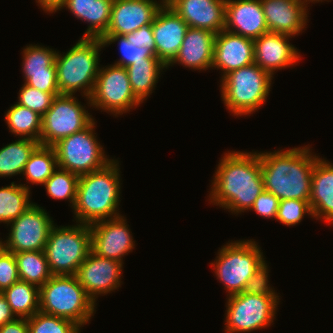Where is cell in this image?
Segmentation results:
<instances>
[{"instance_id": "cell-1", "label": "cell", "mask_w": 333, "mask_h": 333, "mask_svg": "<svg viewBox=\"0 0 333 333\" xmlns=\"http://www.w3.org/2000/svg\"><path fill=\"white\" fill-rule=\"evenodd\" d=\"M209 201L238 215L249 211L265 191L259 153L228 151L219 160Z\"/></svg>"}, {"instance_id": "cell-2", "label": "cell", "mask_w": 333, "mask_h": 333, "mask_svg": "<svg viewBox=\"0 0 333 333\" xmlns=\"http://www.w3.org/2000/svg\"><path fill=\"white\" fill-rule=\"evenodd\" d=\"M310 148L307 145L286 151L258 152L265 191L274 194L279 201H309L313 167L320 157L313 155Z\"/></svg>"}, {"instance_id": "cell-3", "label": "cell", "mask_w": 333, "mask_h": 333, "mask_svg": "<svg viewBox=\"0 0 333 333\" xmlns=\"http://www.w3.org/2000/svg\"><path fill=\"white\" fill-rule=\"evenodd\" d=\"M119 166V161L113 158L103 168L79 176L72 208L76 222L90 225L121 215L118 209L122 193Z\"/></svg>"}, {"instance_id": "cell-4", "label": "cell", "mask_w": 333, "mask_h": 333, "mask_svg": "<svg viewBox=\"0 0 333 333\" xmlns=\"http://www.w3.org/2000/svg\"><path fill=\"white\" fill-rule=\"evenodd\" d=\"M100 38H80L66 53H56L57 83L60 95H75L80 91L88 107L100 68ZM84 95V96H83Z\"/></svg>"}, {"instance_id": "cell-5", "label": "cell", "mask_w": 333, "mask_h": 333, "mask_svg": "<svg viewBox=\"0 0 333 333\" xmlns=\"http://www.w3.org/2000/svg\"><path fill=\"white\" fill-rule=\"evenodd\" d=\"M75 275H53L39 288V311L72 320L83 327L96 312Z\"/></svg>"}, {"instance_id": "cell-6", "label": "cell", "mask_w": 333, "mask_h": 333, "mask_svg": "<svg viewBox=\"0 0 333 333\" xmlns=\"http://www.w3.org/2000/svg\"><path fill=\"white\" fill-rule=\"evenodd\" d=\"M273 79L255 63L233 70L220 79L221 99L233 116L251 115L265 104Z\"/></svg>"}, {"instance_id": "cell-7", "label": "cell", "mask_w": 333, "mask_h": 333, "mask_svg": "<svg viewBox=\"0 0 333 333\" xmlns=\"http://www.w3.org/2000/svg\"><path fill=\"white\" fill-rule=\"evenodd\" d=\"M226 244L219 249L211 267L230 296L243 292L246 283L266 260L261 247L252 239Z\"/></svg>"}, {"instance_id": "cell-8", "label": "cell", "mask_w": 333, "mask_h": 333, "mask_svg": "<svg viewBox=\"0 0 333 333\" xmlns=\"http://www.w3.org/2000/svg\"><path fill=\"white\" fill-rule=\"evenodd\" d=\"M55 226L44 249L50 271L53 275H75L91 251L90 225Z\"/></svg>"}, {"instance_id": "cell-9", "label": "cell", "mask_w": 333, "mask_h": 333, "mask_svg": "<svg viewBox=\"0 0 333 333\" xmlns=\"http://www.w3.org/2000/svg\"><path fill=\"white\" fill-rule=\"evenodd\" d=\"M95 125L94 119L83 130L65 137L53 145L59 168L80 176L101 169L113 160L109 159L104 148L96 139Z\"/></svg>"}, {"instance_id": "cell-10", "label": "cell", "mask_w": 333, "mask_h": 333, "mask_svg": "<svg viewBox=\"0 0 333 333\" xmlns=\"http://www.w3.org/2000/svg\"><path fill=\"white\" fill-rule=\"evenodd\" d=\"M279 297L241 292L226 301L225 333L253 332L273 325Z\"/></svg>"}, {"instance_id": "cell-11", "label": "cell", "mask_w": 333, "mask_h": 333, "mask_svg": "<svg viewBox=\"0 0 333 333\" xmlns=\"http://www.w3.org/2000/svg\"><path fill=\"white\" fill-rule=\"evenodd\" d=\"M75 95H58L41 118L40 144L53 146L59 140L86 128L95 118Z\"/></svg>"}, {"instance_id": "cell-12", "label": "cell", "mask_w": 333, "mask_h": 333, "mask_svg": "<svg viewBox=\"0 0 333 333\" xmlns=\"http://www.w3.org/2000/svg\"><path fill=\"white\" fill-rule=\"evenodd\" d=\"M89 99L90 107L112 113L115 117L141 104L132 91L126 68L114 64L100 66Z\"/></svg>"}, {"instance_id": "cell-13", "label": "cell", "mask_w": 333, "mask_h": 333, "mask_svg": "<svg viewBox=\"0 0 333 333\" xmlns=\"http://www.w3.org/2000/svg\"><path fill=\"white\" fill-rule=\"evenodd\" d=\"M54 224L48 212L34 203L10 223L8 238L3 241L4 249L13 253L44 251Z\"/></svg>"}, {"instance_id": "cell-14", "label": "cell", "mask_w": 333, "mask_h": 333, "mask_svg": "<svg viewBox=\"0 0 333 333\" xmlns=\"http://www.w3.org/2000/svg\"><path fill=\"white\" fill-rule=\"evenodd\" d=\"M126 220L120 215L90 224L91 251L100 257L123 263V257L135 248Z\"/></svg>"}, {"instance_id": "cell-15", "label": "cell", "mask_w": 333, "mask_h": 333, "mask_svg": "<svg viewBox=\"0 0 333 333\" xmlns=\"http://www.w3.org/2000/svg\"><path fill=\"white\" fill-rule=\"evenodd\" d=\"M123 264L90 251L75 276L88 296L97 304L100 295L112 293L121 287Z\"/></svg>"}, {"instance_id": "cell-16", "label": "cell", "mask_w": 333, "mask_h": 333, "mask_svg": "<svg viewBox=\"0 0 333 333\" xmlns=\"http://www.w3.org/2000/svg\"><path fill=\"white\" fill-rule=\"evenodd\" d=\"M189 26L167 4L157 12L152 23L155 55L167 67L177 56Z\"/></svg>"}, {"instance_id": "cell-17", "label": "cell", "mask_w": 333, "mask_h": 333, "mask_svg": "<svg viewBox=\"0 0 333 333\" xmlns=\"http://www.w3.org/2000/svg\"><path fill=\"white\" fill-rule=\"evenodd\" d=\"M292 36L271 33L254 40V63L274 77L280 69L296 66L301 59L300 52L289 41Z\"/></svg>"}, {"instance_id": "cell-18", "label": "cell", "mask_w": 333, "mask_h": 333, "mask_svg": "<svg viewBox=\"0 0 333 333\" xmlns=\"http://www.w3.org/2000/svg\"><path fill=\"white\" fill-rule=\"evenodd\" d=\"M113 0L111 19L105 34L126 35L151 25L159 9L165 3L162 0Z\"/></svg>"}, {"instance_id": "cell-19", "label": "cell", "mask_w": 333, "mask_h": 333, "mask_svg": "<svg viewBox=\"0 0 333 333\" xmlns=\"http://www.w3.org/2000/svg\"><path fill=\"white\" fill-rule=\"evenodd\" d=\"M254 63V40L222 30L215 35L212 69L222 71L221 79L233 70Z\"/></svg>"}, {"instance_id": "cell-20", "label": "cell", "mask_w": 333, "mask_h": 333, "mask_svg": "<svg viewBox=\"0 0 333 333\" xmlns=\"http://www.w3.org/2000/svg\"><path fill=\"white\" fill-rule=\"evenodd\" d=\"M268 31L295 37L308 22V7L300 0H260Z\"/></svg>"}, {"instance_id": "cell-21", "label": "cell", "mask_w": 333, "mask_h": 333, "mask_svg": "<svg viewBox=\"0 0 333 333\" xmlns=\"http://www.w3.org/2000/svg\"><path fill=\"white\" fill-rule=\"evenodd\" d=\"M191 28L224 30L226 0H167L166 2Z\"/></svg>"}, {"instance_id": "cell-22", "label": "cell", "mask_w": 333, "mask_h": 333, "mask_svg": "<svg viewBox=\"0 0 333 333\" xmlns=\"http://www.w3.org/2000/svg\"><path fill=\"white\" fill-rule=\"evenodd\" d=\"M224 29L252 40L268 33L260 0H226Z\"/></svg>"}, {"instance_id": "cell-23", "label": "cell", "mask_w": 333, "mask_h": 333, "mask_svg": "<svg viewBox=\"0 0 333 333\" xmlns=\"http://www.w3.org/2000/svg\"><path fill=\"white\" fill-rule=\"evenodd\" d=\"M215 35L208 30L189 27L177 56L167 68L180 64L199 72L212 69Z\"/></svg>"}, {"instance_id": "cell-24", "label": "cell", "mask_w": 333, "mask_h": 333, "mask_svg": "<svg viewBox=\"0 0 333 333\" xmlns=\"http://www.w3.org/2000/svg\"><path fill=\"white\" fill-rule=\"evenodd\" d=\"M309 203L313 218L333 224V163L321 157L313 167Z\"/></svg>"}, {"instance_id": "cell-25", "label": "cell", "mask_w": 333, "mask_h": 333, "mask_svg": "<svg viewBox=\"0 0 333 333\" xmlns=\"http://www.w3.org/2000/svg\"><path fill=\"white\" fill-rule=\"evenodd\" d=\"M113 0H65L59 10L63 8L81 21L89 23L82 38H101L107 31Z\"/></svg>"}, {"instance_id": "cell-26", "label": "cell", "mask_w": 333, "mask_h": 333, "mask_svg": "<svg viewBox=\"0 0 333 333\" xmlns=\"http://www.w3.org/2000/svg\"><path fill=\"white\" fill-rule=\"evenodd\" d=\"M167 67L157 58L149 57L145 61L133 62L126 67L130 85L135 97L144 103V100L153 93L161 72Z\"/></svg>"}, {"instance_id": "cell-27", "label": "cell", "mask_w": 333, "mask_h": 333, "mask_svg": "<svg viewBox=\"0 0 333 333\" xmlns=\"http://www.w3.org/2000/svg\"><path fill=\"white\" fill-rule=\"evenodd\" d=\"M38 141L20 138L0 149V178L23 174L26 163Z\"/></svg>"}, {"instance_id": "cell-28", "label": "cell", "mask_w": 333, "mask_h": 333, "mask_svg": "<svg viewBox=\"0 0 333 333\" xmlns=\"http://www.w3.org/2000/svg\"><path fill=\"white\" fill-rule=\"evenodd\" d=\"M16 318L28 319L39 312V288L19 280L2 292Z\"/></svg>"}, {"instance_id": "cell-29", "label": "cell", "mask_w": 333, "mask_h": 333, "mask_svg": "<svg viewBox=\"0 0 333 333\" xmlns=\"http://www.w3.org/2000/svg\"><path fill=\"white\" fill-rule=\"evenodd\" d=\"M30 188L26 184L11 182L0 188V223L7 226L34 203L30 201Z\"/></svg>"}, {"instance_id": "cell-30", "label": "cell", "mask_w": 333, "mask_h": 333, "mask_svg": "<svg viewBox=\"0 0 333 333\" xmlns=\"http://www.w3.org/2000/svg\"><path fill=\"white\" fill-rule=\"evenodd\" d=\"M14 256L20 280L40 288L53 276L44 251H22Z\"/></svg>"}, {"instance_id": "cell-31", "label": "cell", "mask_w": 333, "mask_h": 333, "mask_svg": "<svg viewBox=\"0 0 333 333\" xmlns=\"http://www.w3.org/2000/svg\"><path fill=\"white\" fill-rule=\"evenodd\" d=\"M5 113L4 120L8 125L9 132L20 138L32 139L40 143L41 115L17 103Z\"/></svg>"}, {"instance_id": "cell-32", "label": "cell", "mask_w": 333, "mask_h": 333, "mask_svg": "<svg viewBox=\"0 0 333 333\" xmlns=\"http://www.w3.org/2000/svg\"><path fill=\"white\" fill-rule=\"evenodd\" d=\"M58 168L56 153L53 146L39 144L29 157L22 176L27 183L43 185Z\"/></svg>"}, {"instance_id": "cell-33", "label": "cell", "mask_w": 333, "mask_h": 333, "mask_svg": "<svg viewBox=\"0 0 333 333\" xmlns=\"http://www.w3.org/2000/svg\"><path fill=\"white\" fill-rule=\"evenodd\" d=\"M100 39L103 41L104 47L118 42L121 58L114 62V65L117 66L126 68L133 62L145 61L149 57H157L151 49L147 47H137L138 45L131 39V34H104Z\"/></svg>"}, {"instance_id": "cell-34", "label": "cell", "mask_w": 333, "mask_h": 333, "mask_svg": "<svg viewBox=\"0 0 333 333\" xmlns=\"http://www.w3.org/2000/svg\"><path fill=\"white\" fill-rule=\"evenodd\" d=\"M79 175L68 170L57 168L43 184L47 195L52 199L68 200L70 207H74L76 201Z\"/></svg>"}, {"instance_id": "cell-35", "label": "cell", "mask_w": 333, "mask_h": 333, "mask_svg": "<svg viewBox=\"0 0 333 333\" xmlns=\"http://www.w3.org/2000/svg\"><path fill=\"white\" fill-rule=\"evenodd\" d=\"M23 74L48 73V68H56L57 51L42 45H28L22 51Z\"/></svg>"}, {"instance_id": "cell-36", "label": "cell", "mask_w": 333, "mask_h": 333, "mask_svg": "<svg viewBox=\"0 0 333 333\" xmlns=\"http://www.w3.org/2000/svg\"><path fill=\"white\" fill-rule=\"evenodd\" d=\"M29 333H80L81 326L72 320L37 312L27 319Z\"/></svg>"}, {"instance_id": "cell-37", "label": "cell", "mask_w": 333, "mask_h": 333, "mask_svg": "<svg viewBox=\"0 0 333 333\" xmlns=\"http://www.w3.org/2000/svg\"><path fill=\"white\" fill-rule=\"evenodd\" d=\"M58 95L60 92H44L24 83L19 90L18 102L16 103L43 116L51 107L53 99Z\"/></svg>"}, {"instance_id": "cell-38", "label": "cell", "mask_w": 333, "mask_h": 333, "mask_svg": "<svg viewBox=\"0 0 333 333\" xmlns=\"http://www.w3.org/2000/svg\"><path fill=\"white\" fill-rule=\"evenodd\" d=\"M305 215L313 217L309 201L285 199L279 201L276 221L286 226H295Z\"/></svg>"}, {"instance_id": "cell-39", "label": "cell", "mask_w": 333, "mask_h": 333, "mask_svg": "<svg viewBox=\"0 0 333 333\" xmlns=\"http://www.w3.org/2000/svg\"><path fill=\"white\" fill-rule=\"evenodd\" d=\"M19 280L14 253L3 248L0 251V292L2 293Z\"/></svg>"}, {"instance_id": "cell-40", "label": "cell", "mask_w": 333, "mask_h": 333, "mask_svg": "<svg viewBox=\"0 0 333 333\" xmlns=\"http://www.w3.org/2000/svg\"><path fill=\"white\" fill-rule=\"evenodd\" d=\"M269 269L267 262L265 261L254 273V275L250 278V280L246 283V286L243 292L249 294H260L265 296L279 297L275 292L273 287H270L269 284Z\"/></svg>"}, {"instance_id": "cell-41", "label": "cell", "mask_w": 333, "mask_h": 333, "mask_svg": "<svg viewBox=\"0 0 333 333\" xmlns=\"http://www.w3.org/2000/svg\"><path fill=\"white\" fill-rule=\"evenodd\" d=\"M24 83L44 92H59L57 69L48 68V73L23 74Z\"/></svg>"}, {"instance_id": "cell-42", "label": "cell", "mask_w": 333, "mask_h": 333, "mask_svg": "<svg viewBox=\"0 0 333 333\" xmlns=\"http://www.w3.org/2000/svg\"><path fill=\"white\" fill-rule=\"evenodd\" d=\"M279 199L268 191H263L255 200L250 211L254 210L258 215L266 219H275L278 213Z\"/></svg>"}, {"instance_id": "cell-43", "label": "cell", "mask_w": 333, "mask_h": 333, "mask_svg": "<svg viewBox=\"0 0 333 333\" xmlns=\"http://www.w3.org/2000/svg\"><path fill=\"white\" fill-rule=\"evenodd\" d=\"M131 39L137 47H147L155 53V41L153 37L152 24L142 26L131 33Z\"/></svg>"}, {"instance_id": "cell-44", "label": "cell", "mask_w": 333, "mask_h": 333, "mask_svg": "<svg viewBox=\"0 0 333 333\" xmlns=\"http://www.w3.org/2000/svg\"><path fill=\"white\" fill-rule=\"evenodd\" d=\"M0 333H29L28 321L25 318H16L0 327Z\"/></svg>"}, {"instance_id": "cell-45", "label": "cell", "mask_w": 333, "mask_h": 333, "mask_svg": "<svg viewBox=\"0 0 333 333\" xmlns=\"http://www.w3.org/2000/svg\"><path fill=\"white\" fill-rule=\"evenodd\" d=\"M15 319L16 316L11 311V308L4 295L0 292V327L6 323L14 321Z\"/></svg>"}, {"instance_id": "cell-46", "label": "cell", "mask_w": 333, "mask_h": 333, "mask_svg": "<svg viewBox=\"0 0 333 333\" xmlns=\"http://www.w3.org/2000/svg\"><path fill=\"white\" fill-rule=\"evenodd\" d=\"M65 2V0H36L38 6L44 10L46 13H55L60 8V6Z\"/></svg>"}, {"instance_id": "cell-47", "label": "cell", "mask_w": 333, "mask_h": 333, "mask_svg": "<svg viewBox=\"0 0 333 333\" xmlns=\"http://www.w3.org/2000/svg\"><path fill=\"white\" fill-rule=\"evenodd\" d=\"M301 2H303L307 7H309L308 6V4H310V2L311 3H318V2H323V1H326V0H300ZM329 0H327V2H328Z\"/></svg>"}, {"instance_id": "cell-48", "label": "cell", "mask_w": 333, "mask_h": 333, "mask_svg": "<svg viewBox=\"0 0 333 333\" xmlns=\"http://www.w3.org/2000/svg\"><path fill=\"white\" fill-rule=\"evenodd\" d=\"M2 238H0V251L4 248L3 246V241L1 240Z\"/></svg>"}]
</instances>
